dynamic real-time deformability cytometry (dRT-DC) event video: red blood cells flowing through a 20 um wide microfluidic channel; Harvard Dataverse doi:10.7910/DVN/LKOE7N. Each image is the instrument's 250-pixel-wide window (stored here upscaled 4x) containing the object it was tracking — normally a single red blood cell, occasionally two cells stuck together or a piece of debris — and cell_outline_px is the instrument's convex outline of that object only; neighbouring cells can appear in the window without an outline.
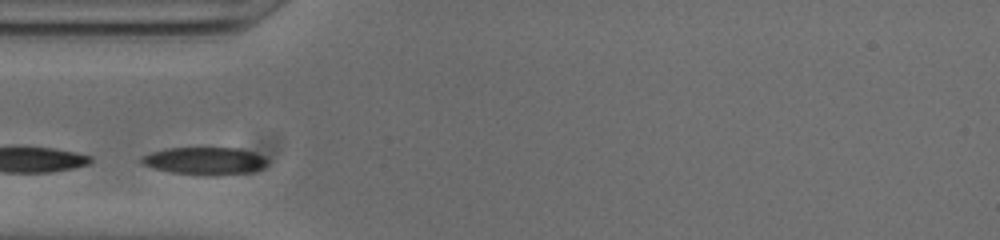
{"species": "common noctule bat (a hibernating species)", "species_latin": "Nyctalus noctula", "temperature_condition": "cold", "stored_images_in_passage": 31, "camera_frame_rate_fps": 3000, "um_per_image_px": 0.085, "animal": {"sex": "male", "body_mass_g": 20.0, "forearm_length_mm": 53.3}, "frame": {"image": 1, "passage_image": 5, "time_ms": 1.333, "image_size_px": [1000, 240], "cell_outline_px": [[268, 164], [264, 168], [252, 172], [216, 176], [204, 176], [172, 172], [152, 168], [140, 164], [140, 156], [152, 152], [168, 148], [240, 148], [252, 152], [260, 156]], "centroid_in_image_um": [17.37, 13.7], "position_along_channel_um": 67.6, "area_um2": 20.4}}
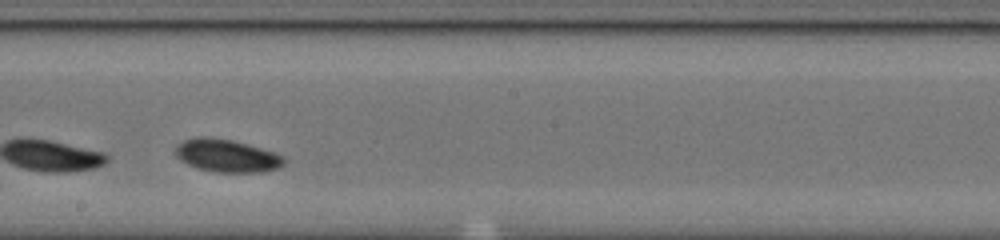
{"frame": {"image": 2, "passage_image": 18, "time_ms": 5.667, "image_size_px": [1000, 240], "cell_outline_px": [[288, 160], [280, 168], [264, 172], [216, 172], [196, 168], [180, 160], [172, 152], [176, 144], [184, 140], [232, 140], [260, 148], [284, 156]], "centroid_in_image_um": [19.32, 13.29], "position_along_channel_um": 228.9, "area_um2": 20.23}, "authors_computed_cell_mechanics": {"area_um2": 19.8832, "velocity_mm_per_s": 3.7202, "shape_relaxation_time_tau1_ms": 3.4526, "shape_relaxation_time_tau2_ms": null, "deformation_change_tau1": 0.0926, "deformation_change_tau2": null}}